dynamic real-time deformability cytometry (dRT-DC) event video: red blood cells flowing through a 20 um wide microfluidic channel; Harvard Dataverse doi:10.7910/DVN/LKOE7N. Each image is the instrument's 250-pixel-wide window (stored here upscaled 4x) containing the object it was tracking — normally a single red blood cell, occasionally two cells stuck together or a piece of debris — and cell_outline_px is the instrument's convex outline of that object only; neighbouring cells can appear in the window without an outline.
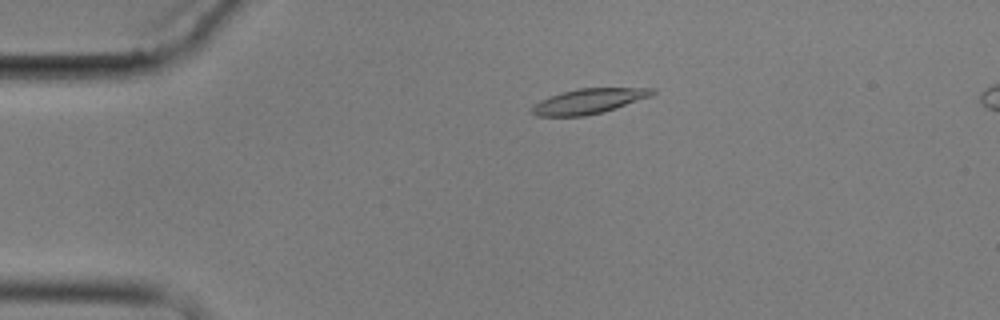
{"species": "common noctule bat (a hibernating species)", "species_latin": "Nyctalus noctula", "temperature_condition": "cold", "stored_images_in_passage": 8, "camera_frame_rate_fps": 3000, "um_per_image_px": 0.085, "animal": {"sex": "male", "body_mass_g": 17.9}, "frame": {"image": 1, "passage_image": 4, "time_ms": 3.333, "image_size_px": [1000, 320], "cell_outline_px": [[656, 92], [652, 96], [604, 112], [584, 116], [536, 116], [532, 112], [532, 108], [540, 100], [564, 92], [580, 88], [656, 88]], "centroid_in_image_um": [50.11, 8.6], "position_along_channel_um": 34.9, "area_um2": 17.4}}
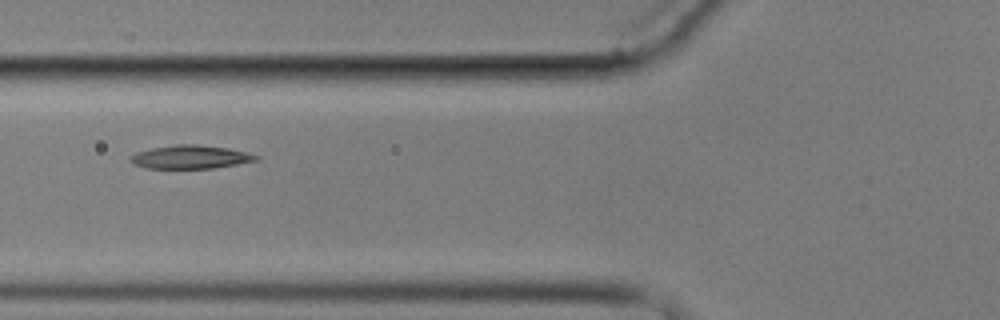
{"frame": {"image": 2, "passage_image": 7, "time_ms": 6.667, "image_size_px": [1000, 320], "cell_outline_px": [[260, 160], [216, 168], [144, 168], [132, 164], [128, 160], [128, 156], [136, 152], [152, 148], [176, 144], [196, 144], [228, 148], [260, 156]], "centroid_in_image_um": [16.15, 13.35], "position_along_channel_um": 109.6, "area_um2": 17.34}}
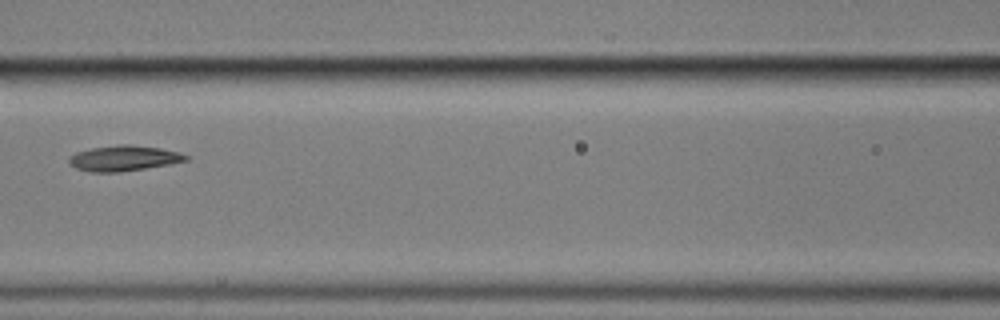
{"frame": {"image": 3, "passage_image": 8, "time_ms": 8.0, "image_size_px": [1000, 320], "cell_outline_px": [[188, 160], [168, 164], [120, 172], [88, 172], [76, 168], [68, 164], [68, 156], [76, 152], [92, 148], [120, 144], [128, 144], [160, 148], [180, 152], [188, 156]], "centroid_in_image_um": [10.47, 13.45], "position_along_channel_um": 156.1, "area_um2": 17.34}}